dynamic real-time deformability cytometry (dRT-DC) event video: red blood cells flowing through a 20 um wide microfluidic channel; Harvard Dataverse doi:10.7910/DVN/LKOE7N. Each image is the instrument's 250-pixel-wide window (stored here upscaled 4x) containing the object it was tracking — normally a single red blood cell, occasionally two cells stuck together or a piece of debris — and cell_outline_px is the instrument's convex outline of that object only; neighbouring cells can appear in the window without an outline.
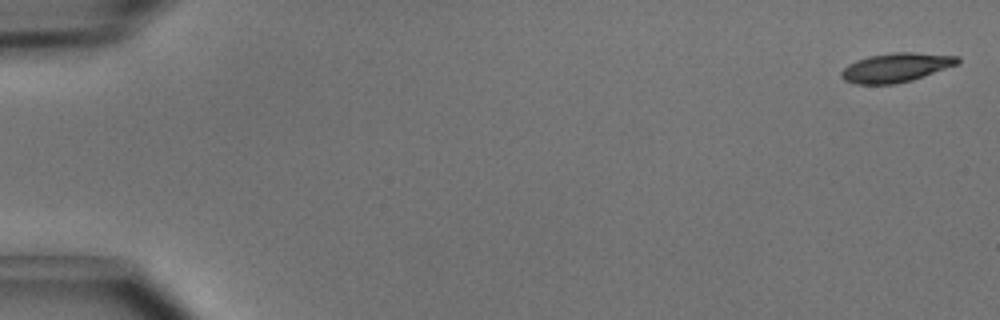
{"species": "common noctule bat (a hibernating species)", "species_latin": "Nyctalus noctula", "temperature_condition": "cold", "stored_images_in_passage": 5, "camera_frame_rate_fps": 3000, "um_per_image_px": 0.085, "animal": {"sex": "male", "body_mass_g": 15.6}, "frame": {"image": 1, "passage_image": 1, "time_ms": 0.0, "image_size_px": [1000, 320], "cell_outline_px": [[960, 64], [912, 80], [892, 84], [856, 84], [844, 80], [840, 76], [840, 72], [848, 64], [856, 60], [868, 56], [892, 52], [916, 52], [960, 56]], "centroid_in_image_um": [76.18, 5.73], "position_along_channel_um": 8.8, "area_um2": 19.94}}
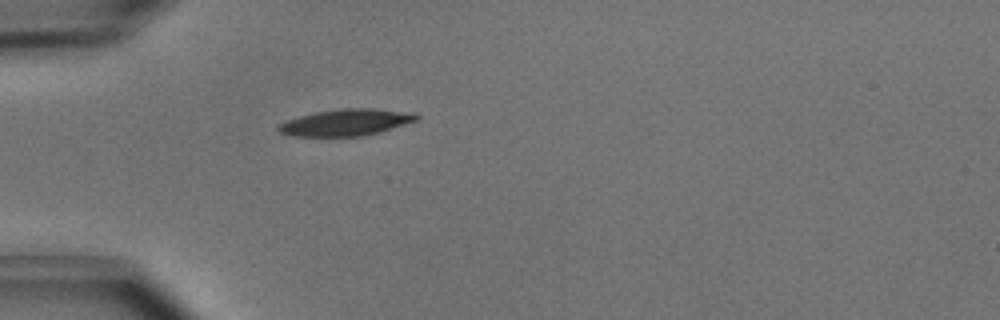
{"frame": {"image": 2, "passage_image": 5, "time_ms": 1.333, "image_size_px": [1000, 320], "cell_outline_px": [[420, 116], [416, 120], [380, 132], [364, 136], [292, 136], [280, 132], [276, 128], [276, 124], [284, 120], [316, 112], [340, 108], [372, 108], [416, 112]], "centroid_in_image_um": [29.39, 10.4], "position_along_channel_um": 55.6, "area_um2": 21.62}}